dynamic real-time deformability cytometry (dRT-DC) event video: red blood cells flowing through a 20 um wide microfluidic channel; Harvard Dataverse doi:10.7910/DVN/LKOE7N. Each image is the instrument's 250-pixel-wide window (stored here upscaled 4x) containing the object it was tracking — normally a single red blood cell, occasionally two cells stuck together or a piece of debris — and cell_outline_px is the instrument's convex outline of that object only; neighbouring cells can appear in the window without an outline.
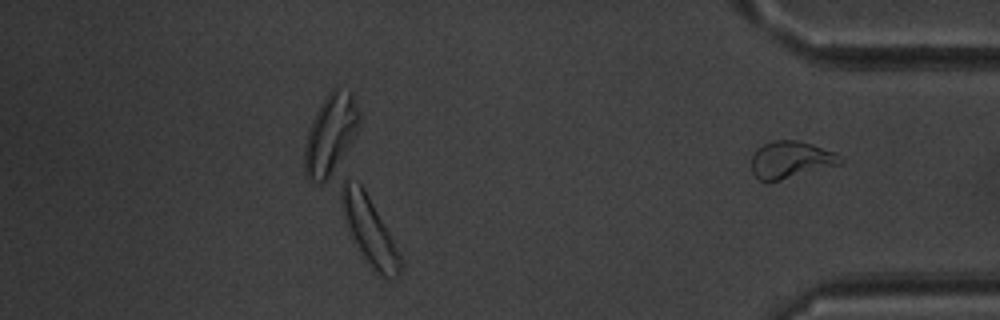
{"species": "common noctule bat (a hibernating species)", "species_latin": "Nyctalus noctula", "temperature_condition": "warm", "stored_images_in_passage": 38, "segment_of_instrument_passage": [2, 2], "camera_frame_rate_fps": 3000, "um_per_image_px": 0.085, "animal": {"sex": "male", "body_mass_g": 20.1, "forearm_length_mm": 53.5}, "frame": {"image": 1, "passage_image": 38, "time_ms": 12.333, "image_size_px": [1000, 320], "cell_outline_px": [[844, 160], [840, 164], [780, 180], [760, 180], [752, 172], [752, 156], [756, 148], [772, 140], [796, 140], [812, 144], [832, 152]], "centroid_in_image_um": [67.17, 13.56], "position_along_channel_um": 368.0, "area_um2": 18.79}}